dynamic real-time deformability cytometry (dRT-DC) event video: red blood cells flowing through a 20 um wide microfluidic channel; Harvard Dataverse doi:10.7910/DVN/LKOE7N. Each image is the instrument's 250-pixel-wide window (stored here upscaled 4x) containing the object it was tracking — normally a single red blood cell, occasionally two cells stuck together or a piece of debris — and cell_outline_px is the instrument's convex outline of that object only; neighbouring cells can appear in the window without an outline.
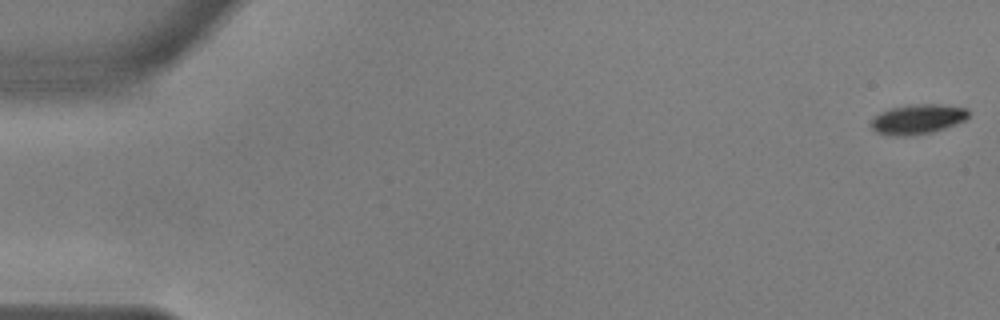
{"species": "common noctule bat (a hibernating species)", "species_latin": "Nyctalus noctula", "temperature_condition": "warm", "stored_images_in_passage": 56, "camera_frame_rate_fps": 3000, "um_per_image_px": 0.085, "animal": {"sex": "male", "body_mass_g": 17.9, "forearm_length_mm": 54.2}, "frame": {"image": 1, "passage_image": 1, "time_ms": 0.0, "image_size_px": [1000, 320], "cell_outline_px": [[968, 116], [964, 120], [956, 124], [932, 132], [896, 136], [876, 132], [872, 128], [872, 116], [888, 108], [908, 104], [940, 104], [968, 108]], "centroid_in_image_um": [77.98, 10.1], "position_along_channel_um": 7.0, "area_um2": 16.88}}
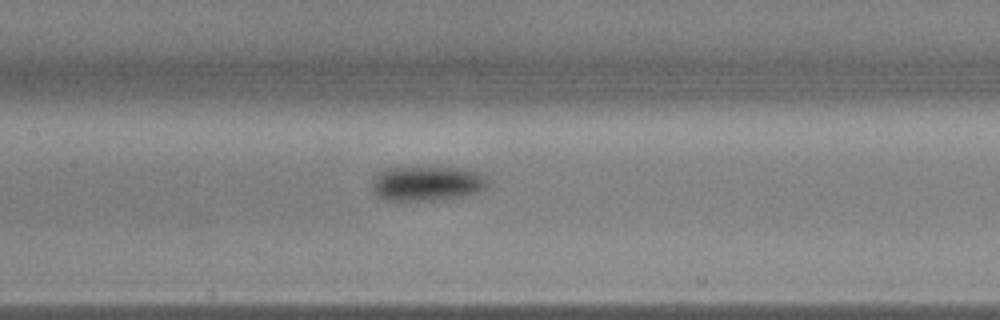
{"frame": {"image": 2, "passage_image": 27, "time_ms": 8.667, "image_size_px": [1000, 320], "cell_outline_px": [[488, 184], [484, 188], [476, 192], [464, 196], [432, 200], [384, 200], [376, 196], [372, 188], [372, 180], [384, 168], [400, 164], [460, 168], [476, 172], [484, 176], [488, 180]], "centroid_in_image_um": [36.21, 15.54], "position_along_channel_um": 171.2, "area_um2": 24.22}}
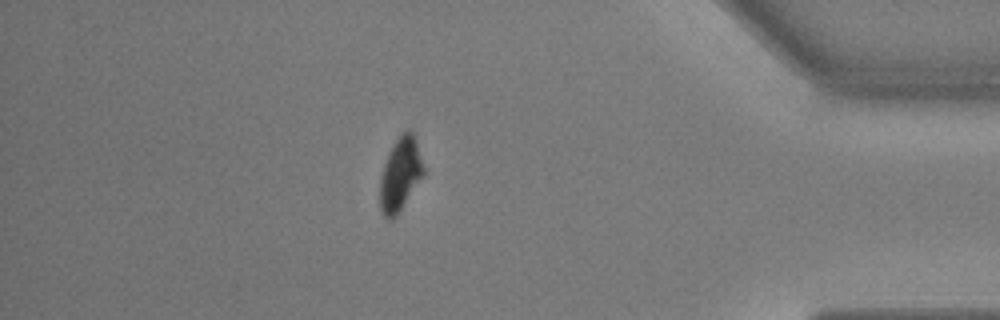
{"frame": {"image": 3, "passage_image": 49, "time_ms": 16.0, "image_size_px": [1000, 320], "cell_outline_px": [[424, 176], [396, 216], [392, 220], [388, 220], [384, 216], [380, 208], [380, 176], [384, 164], [400, 132], [408, 128], [412, 132], [416, 140], [424, 168]], "centroid_in_image_um": [34.03, 14.82], "position_along_channel_um": 401.2, "area_um2": 18.61}, "authors_computed_cell_mechanics": {"area_um2": 20.1433, "velocity_mm_per_s": 3.6428, "shape_relaxation_time_tau1_ms": 2.5774, "shape_relaxation_time_tau2_ms": null, "deformation_change_tau1": 0.1209, "deformation_change_tau2": null}}